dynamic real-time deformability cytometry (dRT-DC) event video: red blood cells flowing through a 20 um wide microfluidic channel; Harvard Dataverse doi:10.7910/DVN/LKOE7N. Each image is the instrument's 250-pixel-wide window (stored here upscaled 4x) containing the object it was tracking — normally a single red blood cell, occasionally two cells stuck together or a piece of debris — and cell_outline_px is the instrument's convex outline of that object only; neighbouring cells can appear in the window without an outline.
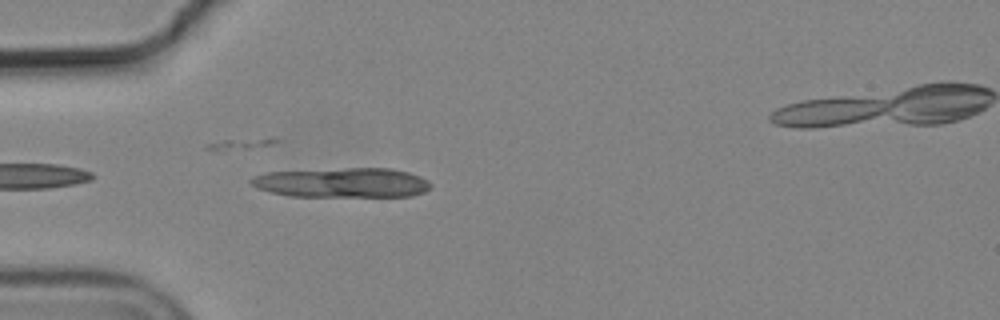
{"species": "common noctule bat (a hibernating species)", "species_latin": "Nyctalus noctula", "temperature_condition": "cold", "stored_images_in_passage": 25, "camera_frame_rate_fps": 3000, "um_per_image_px": 0.085, "animal": {"sex": "male", "body_mass_g": 19.2, "forearm_length_mm": 51.8}, "frame": {"image": 1, "passage_image": 1, "time_ms": 0.0, "image_size_px": [1000, 320], "cell_outline_px": [[432, 188], [424, 192], [412, 196], [288, 196], [268, 192], [256, 188], [248, 180], [252, 176], [264, 172], [348, 168], [392, 168], [408, 172], [420, 176], [428, 180], [432, 184]], "centroid_in_image_um": [29.08, 15.52], "position_along_channel_um": 55.9, "area_um2": 31.44}}